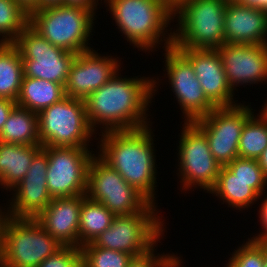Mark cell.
Returning a JSON list of instances; mask_svg holds the SVG:
<instances>
[{
	"instance_id": "obj_1",
	"label": "cell",
	"mask_w": 267,
	"mask_h": 267,
	"mask_svg": "<svg viewBox=\"0 0 267 267\" xmlns=\"http://www.w3.org/2000/svg\"><path fill=\"white\" fill-rule=\"evenodd\" d=\"M155 81L148 77L121 78L116 73L85 100L92 130L95 132L96 124L105 125L101 130L104 133L149 126L146 111L155 95Z\"/></svg>"
},
{
	"instance_id": "obj_2",
	"label": "cell",
	"mask_w": 267,
	"mask_h": 267,
	"mask_svg": "<svg viewBox=\"0 0 267 267\" xmlns=\"http://www.w3.org/2000/svg\"><path fill=\"white\" fill-rule=\"evenodd\" d=\"M148 126L102 132L100 155L124 180L155 204L156 167L153 137Z\"/></svg>"
},
{
	"instance_id": "obj_3",
	"label": "cell",
	"mask_w": 267,
	"mask_h": 267,
	"mask_svg": "<svg viewBox=\"0 0 267 267\" xmlns=\"http://www.w3.org/2000/svg\"><path fill=\"white\" fill-rule=\"evenodd\" d=\"M104 1L109 5L118 29L134 47L147 51L155 48L156 44L163 40L165 49L172 46L173 33L170 32L168 37H164V30L174 18L173 9L165 0ZM160 36L167 40H162Z\"/></svg>"
},
{
	"instance_id": "obj_4",
	"label": "cell",
	"mask_w": 267,
	"mask_h": 267,
	"mask_svg": "<svg viewBox=\"0 0 267 267\" xmlns=\"http://www.w3.org/2000/svg\"><path fill=\"white\" fill-rule=\"evenodd\" d=\"M226 4L223 0L182 1L173 9V17L178 16L179 27L173 32L172 46L191 49H217L222 46L225 43Z\"/></svg>"
},
{
	"instance_id": "obj_5",
	"label": "cell",
	"mask_w": 267,
	"mask_h": 267,
	"mask_svg": "<svg viewBox=\"0 0 267 267\" xmlns=\"http://www.w3.org/2000/svg\"><path fill=\"white\" fill-rule=\"evenodd\" d=\"M94 16L90 9L79 6H49L32 11L29 25L52 45L78 54L92 49L87 41Z\"/></svg>"
},
{
	"instance_id": "obj_6",
	"label": "cell",
	"mask_w": 267,
	"mask_h": 267,
	"mask_svg": "<svg viewBox=\"0 0 267 267\" xmlns=\"http://www.w3.org/2000/svg\"><path fill=\"white\" fill-rule=\"evenodd\" d=\"M42 147L87 148L92 130L85 100L64 97L38 113Z\"/></svg>"
},
{
	"instance_id": "obj_7",
	"label": "cell",
	"mask_w": 267,
	"mask_h": 267,
	"mask_svg": "<svg viewBox=\"0 0 267 267\" xmlns=\"http://www.w3.org/2000/svg\"><path fill=\"white\" fill-rule=\"evenodd\" d=\"M156 211L155 204L149 203L141 212L115 216L110 227L92 243L133 256L142 255L154 247L164 234L163 221Z\"/></svg>"
},
{
	"instance_id": "obj_8",
	"label": "cell",
	"mask_w": 267,
	"mask_h": 267,
	"mask_svg": "<svg viewBox=\"0 0 267 267\" xmlns=\"http://www.w3.org/2000/svg\"><path fill=\"white\" fill-rule=\"evenodd\" d=\"M61 247L35 219L12 217L6 227L1 267H37Z\"/></svg>"
},
{
	"instance_id": "obj_9",
	"label": "cell",
	"mask_w": 267,
	"mask_h": 267,
	"mask_svg": "<svg viewBox=\"0 0 267 267\" xmlns=\"http://www.w3.org/2000/svg\"><path fill=\"white\" fill-rule=\"evenodd\" d=\"M23 63V77L66 84L76 54L52 45L28 25L13 42Z\"/></svg>"
},
{
	"instance_id": "obj_10",
	"label": "cell",
	"mask_w": 267,
	"mask_h": 267,
	"mask_svg": "<svg viewBox=\"0 0 267 267\" xmlns=\"http://www.w3.org/2000/svg\"><path fill=\"white\" fill-rule=\"evenodd\" d=\"M86 196L102 203L115 216L141 212L150 202L99 156L88 167Z\"/></svg>"
},
{
	"instance_id": "obj_11",
	"label": "cell",
	"mask_w": 267,
	"mask_h": 267,
	"mask_svg": "<svg viewBox=\"0 0 267 267\" xmlns=\"http://www.w3.org/2000/svg\"><path fill=\"white\" fill-rule=\"evenodd\" d=\"M47 153V190L53 198L86 195L88 167L92 154L88 148L43 147Z\"/></svg>"
},
{
	"instance_id": "obj_12",
	"label": "cell",
	"mask_w": 267,
	"mask_h": 267,
	"mask_svg": "<svg viewBox=\"0 0 267 267\" xmlns=\"http://www.w3.org/2000/svg\"><path fill=\"white\" fill-rule=\"evenodd\" d=\"M251 110L243 104L216 107L208 115L193 121L205 134L211 154L221 166H226L238 157L241 131L253 114Z\"/></svg>"
},
{
	"instance_id": "obj_13",
	"label": "cell",
	"mask_w": 267,
	"mask_h": 267,
	"mask_svg": "<svg viewBox=\"0 0 267 267\" xmlns=\"http://www.w3.org/2000/svg\"><path fill=\"white\" fill-rule=\"evenodd\" d=\"M184 124L178 146L182 189L200 186L209 192L215 186L221 165L211 154L205 134L193 122Z\"/></svg>"
},
{
	"instance_id": "obj_14",
	"label": "cell",
	"mask_w": 267,
	"mask_h": 267,
	"mask_svg": "<svg viewBox=\"0 0 267 267\" xmlns=\"http://www.w3.org/2000/svg\"><path fill=\"white\" fill-rule=\"evenodd\" d=\"M165 52L166 72L185 122L208 115L216 106L206 97L191 63L173 46Z\"/></svg>"
},
{
	"instance_id": "obj_15",
	"label": "cell",
	"mask_w": 267,
	"mask_h": 267,
	"mask_svg": "<svg viewBox=\"0 0 267 267\" xmlns=\"http://www.w3.org/2000/svg\"><path fill=\"white\" fill-rule=\"evenodd\" d=\"M111 57H101L93 49L76 54L65 84L66 96L86 100L116 73H119L121 63Z\"/></svg>"
},
{
	"instance_id": "obj_16",
	"label": "cell",
	"mask_w": 267,
	"mask_h": 267,
	"mask_svg": "<svg viewBox=\"0 0 267 267\" xmlns=\"http://www.w3.org/2000/svg\"><path fill=\"white\" fill-rule=\"evenodd\" d=\"M47 153L41 149L34 157L24 178L12 189L15 193L7 209L14 218L35 219L52 201L47 190Z\"/></svg>"
},
{
	"instance_id": "obj_17",
	"label": "cell",
	"mask_w": 267,
	"mask_h": 267,
	"mask_svg": "<svg viewBox=\"0 0 267 267\" xmlns=\"http://www.w3.org/2000/svg\"><path fill=\"white\" fill-rule=\"evenodd\" d=\"M217 51L232 90L243 83L266 81L267 45L224 43Z\"/></svg>"
},
{
	"instance_id": "obj_18",
	"label": "cell",
	"mask_w": 267,
	"mask_h": 267,
	"mask_svg": "<svg viewBox=\"0 0 267 267\" xmlns=\"http://www.w3.org/2000/svg\"><path fill=\"white\" fill-rule=\"evenodd\" d=\"M176 49L191 63L206 97L216 107L237 105L217 49Z\"/></svg>"
},
{
	"instance_id": "obj_19",
	"label": "cell",
	"mask_w": 267,
	"mask_h": 267,
	"mask_svg": "<svg viewBox=\"0 0 267 267\" xmlns=\"http://www.w3.org/2000/svg\"><path fill=\"white\" fill-rule=\"evenodd\" d=\"M82 195L53 198L35 220L62 246L79 248Z\"/></svg>"
},
{
	"instance_id": "obj_20",
	"label": "cell",
	"mask_w": 267,
	"mask_h": 267,
	"mask_svg": "<svg viewBox=\"0 0 267 267\" xmlns=\"http://www.w3.org/2000/svg\"><path fill=\"white\" fill-rule=\"evenodd\" d=\"M267 14L260 9L227 3L224 16L225 44L267 45Z\"/></svg>"
},
{
	"instance_id": "obj_21",
	"label": "cell",
	"mask_w": 267,
	"mask_h": 267,
	"mask_svg": "<svg viewBox=\"0 0 267 267\" xmlns=\"http://www.w3.org/2000/svg\"><path fill=\"white\" fill-rule=\"evenodd\" d=\"M267 182H246L237 178L226 166H221L215 186L209 191L211 194L226 201L229 206L239 210L248 208L261 195Z\"/></svg>"
},
{
	"instance_id": "obj_22",
	"label": "cell",
	"mask_w": 267,
	"mask_h": 267,
	"mask_svg": "<svg viewBox=\"0 0 267 267\" xmlns=\"http://www.w3.org/2000/svg\"><path fill=\"white\" fill-rule=\"evenodd\" d=\"M41 145H22L0 142V185L11 190L27 174L33 157Z\"/></svg>"
},
{
	"instance_id": "obj_23",
	"label": "cell",
	"mask_w": 267,
	"mask_h": 267,
	"mask_svg": "<svg viewBox=\"0 0 267 267\" xmlns=\"http://www.w3.org/2000/svg\"><path fill=\"white\" fill-rule=\"evenodd\" d=\"M66 97L65 86L47 80L23 77L16 103L39 113Z\"/></svg>"
},
{
	"instance_id": "obj_24",
	"label": "cell",
	"mask_w": 267,
	"mask_h": 267,
	"mask_svg": "<svg viewBox=\"0 0 267 267\" xmlns=\"http://www.w3.org/2000/svg\"><path fill=\"white\" fill-rule=\"evenodd\" d=\"M0 142L40 145L38 113L16 105L3 126Z\"/></svg>"
},
{
	"instance_id": "obj_25",
	"label": "cell",
	"mask_w": 267,
	"mask_h": 267,
	"mask_svg": "<svg viewBox=\"0 0 267 267\" xmlns=\"http://www.w3.org/2000/svg\"><path fill=\"white\" fill-rule=\"evenodd\" d=\"M23 79V63L13 43H0V98L17 100Z\"/></svg>"
},
{
	"instance_id": "obj_26",
	"label": "cell",
	"mask_w": 267,
	"mask_h": 267,
	"mask_svg": "<svg viewBox=\"0 0 267 267\" xmlns=\"http://www.w3.org/2000/svg\"><path fill=\"white\" fill-rule=\"evenodd\" d=\"M115 215L102 203L82 195L79 216V248L93 242L104 230L108 229Z\"/></svg>"
},
{
	"instance_id": "obj_27",
	"label": "cell",
	"mask_w": 267,
	"mask_h": 267,
	"mask_svg": "<svg viewBox=\"0 0 267 267\" xmlns=\"http://www.w3.org/2000/svg\"><path fill=\"white\" fill-rule=\"evenodd\" d=\"M260 115L254 113L246 120L239 140L238 157L257 159L267 148V113L262 108Z\"/></svg>"
},
{
	"instance_id": "obj_28",
	"label": "cell",
	"mask_w": 267,
	"mask_h": 267,
	"mask_svg": "<svg viewBox=\"0 0 267 267\" xmlns=\"http://www.w3.org/2000/svg\"><path fill=\"white\" fill-rule=\"evenodd\" d=\"M29 25V13L15 0H0V43H13Z\"/></svg>"
},
{
	"instance_id": "obj_29",
	"label": "cell",
	"mask_w": 267,
	"mask_h": 267,
	"mask_svg": "<svg viewBox=\"0 0 267 267\" xmlns=\"http://www.w3.org/2000/svg\"><path fill=\"white\" fill-rule=\"evenodd\" d=\"M83 267H127L133 255L125 252L104 249L92 242L81 247Z\"/></svg>"
},
{
	"instance_id": "obj_30",
	"label": "cell",
	"mask_w": 267,
	"mask_h": 267,
	"mask_svg": "<svg viewBox=\"0 0 267 267\" xmlns=\"http://www.w3.org/2000/svg\"><path fill=\"white\" fill-rule=\"evenodd\" d=\"M232 254V267H264V241L249 239Z\"/></svg>"
},
{
	"instance_id": "obj_31",
	"label": "cell",
	"mask_w": 267,
	"mask_h": 267,
	"mask_svg": "<svg viewBox=\"0 0 267 267\" xmlns=\"http://www.w3.org/2000/svg\"><path fill=\"white\" fill-rule=\"evenodd\" d=\"M226 167L242 181L267 182V176L264 174L257 159L237 157Z\"/></svg>"
},
{
	"instance_id": "obj_32",
	"label": "cell",
	"mask_w": 267,
	"mask_h": 267,
	"mask_svg": "<svg viewBox=\"0 0 267 267\" xmlns=\"http://www.w3.org/2000/svg\"><path fill=\"white\" fill-rule=\"evenodd\" d=\"M37 267H83L81 248L62 246Z\"/></svg>"
},
{
	"instance_id": "obj_33",
	"label": "cell",
	"mask_w": 267,
	"mask_h": 267,
	"mask_svg": "<svg viewBox=\"0 0 267 267\" xmlns=\"http://www.w3.org/2000/svg\"><path fill=\"white\" fill-rule=\"evenodd\" d=\"M155 247L151 248L142 255L133 256L127 267H179L181 260L174 254L154 255ZM159 255V256H158Z\"/></svg>"
},
{
	"instance_id": "obj_34",
	"label": "cell",
	"mask_w": 267,
	"mask_h": 267,
	"mask_svg": "<svg viewBox=\"0 0 267 267\" xmlns=\"http://www.w3.org/2000/svg\"><path fill=\"white\" fill-rule=\"evenodd\" d=\"M17 105L15 101L0 98V133L12 109Z\"/></svg>"
},
{
	"instance_id": "obj_35",
	"label": "cell",
	"mask_w": 267,
	"mask_h": 267,
	"mask_svg": "<svg viewBox=\"0 0 267 267\" xmlns=\"http://www.w3.org/2000/svg\"><path fill=\"white\" fill-rule=\"evenodd\" d=\"M264 201L261 204L259 213H260V221L262 224V228H264V232H262V234H259L255 237H252L251 239L255 240V241H267V196L266 199H263Z\"/></svg>"
},
{
	"instance_id": "obj_36",
	"label": "cell",
	"mask_w": 267,
	"mask_h": 267,
	"mask_svg": "<svg viewBox=\"0 0 267 267\" xmlns=\"http://www.w3.org/2000/svg\"><path fill=\"white\" fill-rule=\"evenodd\" d=\"M11 218V212L9 210L7 212H2L0 209V253L4 247L6 227Z\"/></svg>"
},
{
	"instance_id": "obj_37",
	"label": "cell",
	"mask_w": 267,
	"mask_h": 267,
	"mask_svg": "<svg viewBox=\"0 0 267 267\" xmlns=\"http://www.w3.org/2000/svg\"><path fill=\"white\" fill-rule=\"evenodd\" d=\"M98 0H64V5L79 6L90 9L94 14V10L97 9Z\"/></svg>"
},
{
	"instance_id": "obj_38",
	"label": "cell",
	"mask_w": 267,
	"mask_h": 267,
	"mask_svg": "<svg viewBox=\"0 0 267 267\" xmlns=\"http://www.w3.org/2000/svg\"><path fill=\"white\" fill-rule=\"evenodd\" d=\"M237 3L242 6L263 10L267 14V0H238Z\"/></svg>"
},
{
	"instance_id": "obj_39",
	"label": "cell",
	"mask_w": 267,
	"mask_h": 267,
	"mask_svg": "<svg viewBox=\"0 0 267 267\" xmlns=\"http://www.w3.org/2000/svg\"><path fill=\"white\" fill-rule=\"evenodd\" d=\"M29 14L38 10V0H15Z\"/></svg>"
},
{
	"instance_id": "obj_40",
	"label": "cell",
	"mask_w": 267,
	"mask_h": 267,
	"mask_svg": "<svg viewBox=\"0 0 267 267\" xmlns=\"http://www.w3.org/2000/svg\"><path fill=\"white\" fill-rule=\"evenodd\" d=\"M57 5H64V0H38V10L45 7Z\"/></svg>"
},
{
	"instance_id": "obj_41",
	"label": "cell",
	"mask_w": 267,
	"mask_h": 267,
	"mask_svg": "<svg viewBox=\"0 0 267 267\" xmlns=\"http://www.w3.org/2000/svg\"><path fill=\"white\" fill-rule=\"evenodd\" d=\"M260 167L263 169L264 174L267 176V148L262 152L258 158Z\"/></svg>"
},
{
	"instance_id": "obj_42",
	"label": "cell",
	"mask_w": 267,
	"mask_h": 267,
	"mask_svg": "<svg viewBox=\"0 0 267 267\" xmlns=\"http://www.w3.org/2000/svg\"><path fill=\"white\" fill-rule=\"evenodd\" d=\"M184 0H167V4L172 8H176Z\"/></svg>"
},
{
	"instance_id": "obj_43",
	"label": "cell",
	"mask_w": 267,
	"mask_h": 267,
	"mask_svg": "<svg viewBox=\"0 0 267 267\" xmlns=\"http://www.w3.org/2000/svg\"><path fill=\"white\" fill-rule=\"evenodd\" d=\"M264 267H267V241H264Z\"/></svg>"
},
{
	"instance_id": "obj_44",
	"label": "cell",
	"mask_w": 267,
	"mask_h": 267,
	"mask_svg": "<svg viewBox=\"0 0 267 267\" xmlns=\"http://www.w3.org/2000/svg\"><path fill=\"white\" fill-rule=\"evenodd\" d=\"M225 3H236L238 0H223Z\"/></svg>"
},
{
	"instance_id": "obj_45",
	"label": "cell",
	"mask_w": 267,
	"mask_h": 267,
	"mask_svg": "<svg viewBox=\"0 0 267 267\" xmlns=\"http://www.w3.org/2000/svg\"><path fill=\"white\" fill-rule=\"evenodd\" d=\"M267 102V101H266ZM263 109L266 111L267 113V103L265 104V106H263Z\"/></svg>"
}]
</instances>
